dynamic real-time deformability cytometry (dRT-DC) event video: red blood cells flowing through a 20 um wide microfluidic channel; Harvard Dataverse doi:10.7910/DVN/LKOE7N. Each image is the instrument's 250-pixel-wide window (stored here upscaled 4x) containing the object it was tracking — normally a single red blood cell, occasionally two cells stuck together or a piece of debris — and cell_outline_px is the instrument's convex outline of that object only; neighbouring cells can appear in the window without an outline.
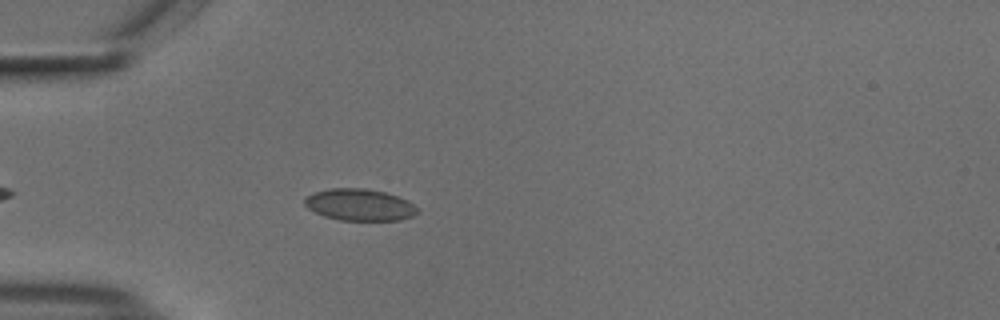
{"species": "common noctule bat (a hibernating species)", "species_latin": "Nyctalus noctula", "temperature_condition": "cold", "stored_images_in_passage": 44, "camera_frame_rate_fps": 3000, "um_per_image_px": 0.085, "animal": {"sex": "male", "body_mass_g": 18.8}, "frame": {"image": 1, "passage_image": 6, "time_ms": 1.667, "image_size_px": [1000, 320], "cell_outline_px": [[420, 212], [412, 216], [400, 220], [340, 220], [324, 216], [308, 208], [304, 204], [304, 200], [308, 196], [316, 192], [328, 188], [364, 188], [384, 192], [408, 200], [420, 208]], "centroid_in_image_um": [30.61, 17.41], "position_along_channel_um": 54.4, "area_um2": 20.87}}
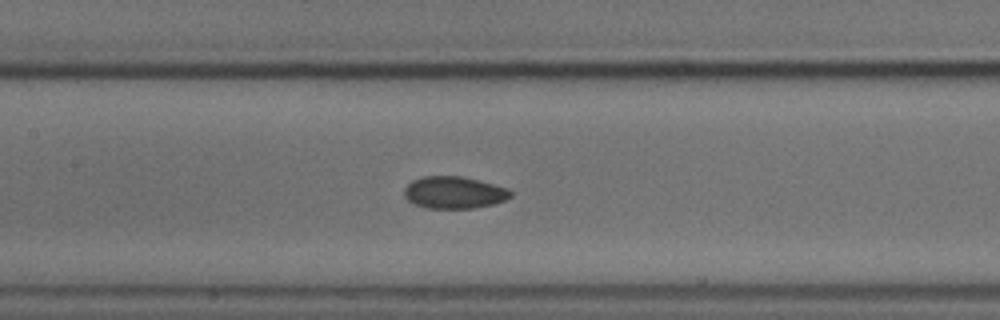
{"frame": {"image": 2, "passage_image": 16, "time_ms": 5.0, "image_size_px": [1000, 320], "cell_outline_px": [[512, 196], [504, 200], [492, 204], [472, 208], [428, 208], [412, 204], [404, 196], [404, 188], [412, 180], [424, 176], [464, 176], [480, 180], [508, 188], [512, 192]], "centroid_in_image_um": [38.58, 16.35], "position_along_channel_um": 168.8, "area_um2": 20.0}}
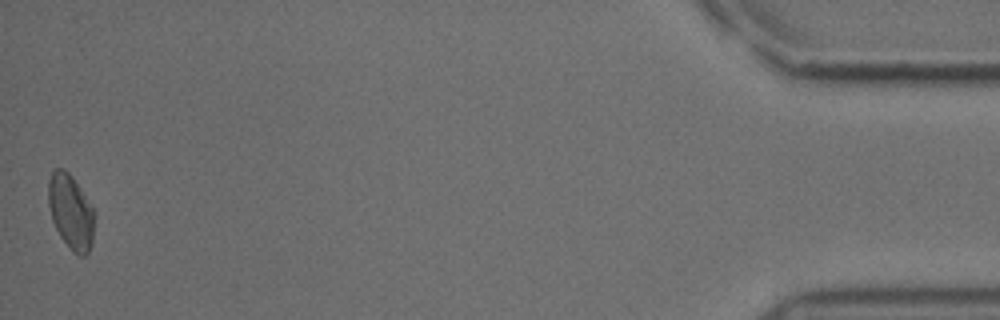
{"frame": {"image": 3, "passage_image": 44, "time_ms": 14.333, "image_size_px": [1000, 320], "cell_outline_px": [[92, 240], [88, 252], [84, 256], [76, 256], [72, 252], [60, 236], [52, 220], [48, 204], [48, 180], [52, 172], [56, 168], [64, 168], [72, 176], [92, 208]], "centroid_in_image_um": [5.97, 18.0], "position_along_channel_um": 429.2, "area_um2": 19.65}}